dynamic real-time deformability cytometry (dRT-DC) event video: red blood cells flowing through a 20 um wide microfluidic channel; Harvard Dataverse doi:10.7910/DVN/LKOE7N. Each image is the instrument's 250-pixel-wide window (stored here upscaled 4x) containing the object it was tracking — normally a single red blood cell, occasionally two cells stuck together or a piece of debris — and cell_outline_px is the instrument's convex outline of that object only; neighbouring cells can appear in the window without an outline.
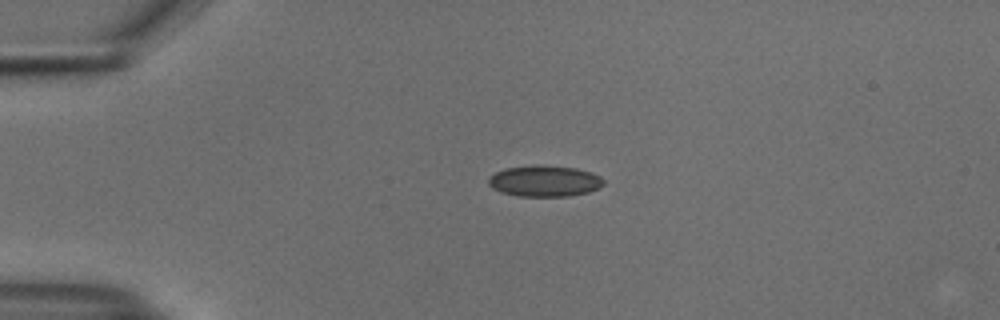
{"species": "common noctule bat (a hibernating species)", "species_latin": "Nyctalus noctula", "temperature_condition": "cold", "stored_images_in_passage": 53, "camera_frame_rate_fps": 3000, "um_per_image_px": 0.085, "animal": {"sex": "male", "body_mass_g": 18.8}, "frame": {"image": 1, "passage_image": 12, "time_ms": 3.667, "image_size_px": [1000, 320], "cell_outline_px": [[604, 184], [600, 188], [588, 192], [568, 196], [516, 196], [500, 192], [492, 188], [488, 184], [488, 176], [504, 168], [532, 164], [536, 164], [576, 168], [592, 172], [600, 176], [604, 180]], "centroid_in_image_um": [46.26, 15.38], "position_along_channel_um": 38.7, "area_um2": 21.27}}
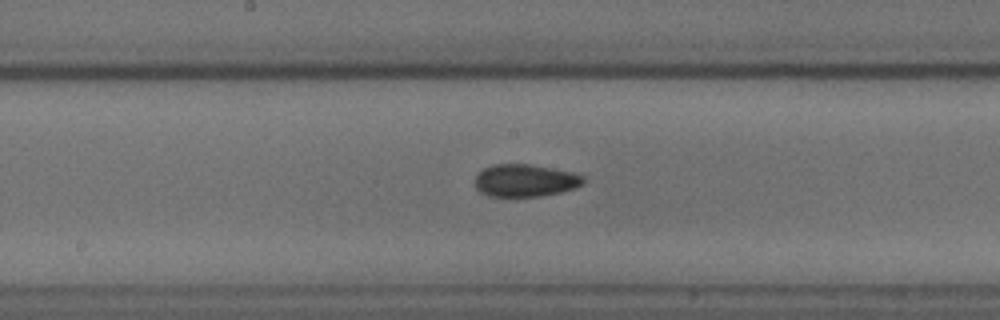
{"frame": {"image": 2, "passage_image": 28, "time_ms": 9.0, "image_size_px": [1000, 320], "cell_outline_px": [[584, 184], [576, 188], [560, 192], [540, 196], [488, 196], [480, 192], [476, 188], [476, 176], [484, 168], [492, 164], [532, 164], [576, 172], [584, 176]], "centroid_in_image_um": [44.69, 15.33], "position_along_channel_um": 203.5, "area_um2": 20.69}}
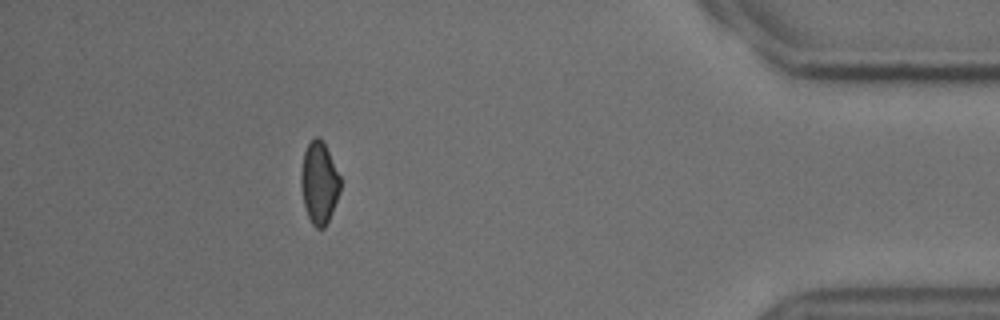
{"frame": {"image": 3, "passage_image": 48, "time_ms": 15.667, "image_size_px": [1000, 320], "cell_outline_px": [[340, 192], [328, 220], [324, 228], [316, 228], [312, 224], [308, 216], [304, 204], [300, 184], [300, 176], [304, 152], [308, 144], [316, 136], [320, 136], [340, 176]], "centroid_in_image_um": [27.11, 15.54], "position_along_channel_um": 408.1, "area_um2": 18.5}, "authors_computed_cell_mechanics": {"area_um2": 19.9988, "velocity_mm_per_s": 3.752, "shape_relaxation_time_tau1_ms": 5.9718, "shape_relaxation_time_tau2_ms": 3.4564, "deformation_change_tau1": 0.0989, "deformation_change_tau2": 0.0741}}